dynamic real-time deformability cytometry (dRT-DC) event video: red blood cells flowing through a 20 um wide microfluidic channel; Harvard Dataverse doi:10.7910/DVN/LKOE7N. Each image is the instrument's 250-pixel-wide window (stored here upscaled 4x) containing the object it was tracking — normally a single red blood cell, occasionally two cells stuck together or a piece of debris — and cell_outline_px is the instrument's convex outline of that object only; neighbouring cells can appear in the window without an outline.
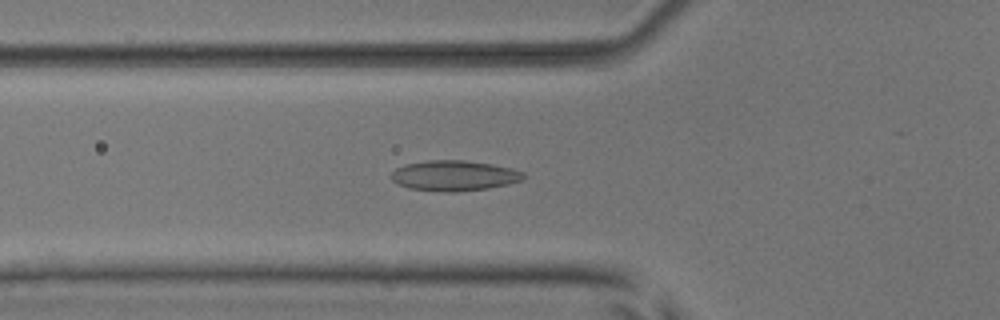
{"species": "common noctule bat (a hibernating species)", "species_latin": "Nyctalus noctula", "temperature_condition": "room temperature", "stored_images_in_passage": 31, "camera_frame_rate_fps": 3000, "um_per_image_px": 0.085, "animal": {"sex": "male", "body_mass_g": 17.9, "forearm_length_mm": 54.2}, "frame": {"image": 1, "passage_image": 6, "time_ms": 1.667, "image_size_px": [1000, 320], "cell_outline_px": [[524, 180], [508, 184], [488, 188], [456, 192], [448, 192], [408, 188], [392, 180], [392, 172], [396, 168], [408, 164], [428, 160], [464, 160], [492, 164], [512, 168], [524, 172]], "centroid_in_image_um": [38.65, 14.93], "position_along_channel_um": 87.2, "area_um2": 23.29}}
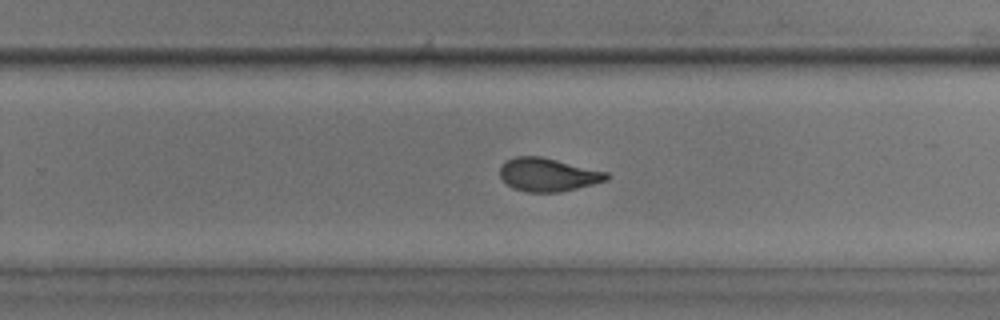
{"frame": {"image": 2, "passage_image": 21, "time_ms": 6.667, "image_size_px": [1000, 320], "cell_outline_px": [[608, 180], [560, 192], [528, 192], [512, 188], [500, 176], [500, 168], [508, 160], [516, 156], [540, 156], [608, 172]], "centroid_in_image_um": [46.58, 14.85], "position_along_channel_um": 283.2, "area_um2": 20.4}}
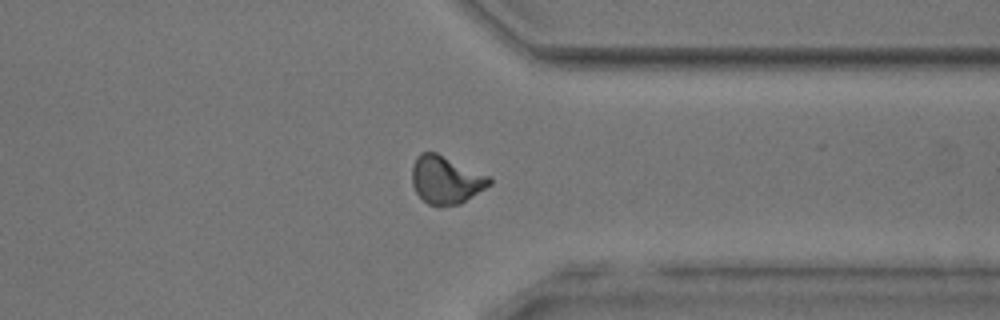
{"frame": {"image": 3, "passage_image": 28, "time_ms": 9.0, "image_size_px": [1000, 320], "cell_outline_px": [[492, 184], [460, 204], [428, 204], [416, 192], [412, 184], [412, 164], [416, 156], [420, 152], [436, 152], [492, 176]], "centroid_in_image_um": [37.92, 15.25], "position_along_channel_um": 373.5, "area_um2": 21.62}}